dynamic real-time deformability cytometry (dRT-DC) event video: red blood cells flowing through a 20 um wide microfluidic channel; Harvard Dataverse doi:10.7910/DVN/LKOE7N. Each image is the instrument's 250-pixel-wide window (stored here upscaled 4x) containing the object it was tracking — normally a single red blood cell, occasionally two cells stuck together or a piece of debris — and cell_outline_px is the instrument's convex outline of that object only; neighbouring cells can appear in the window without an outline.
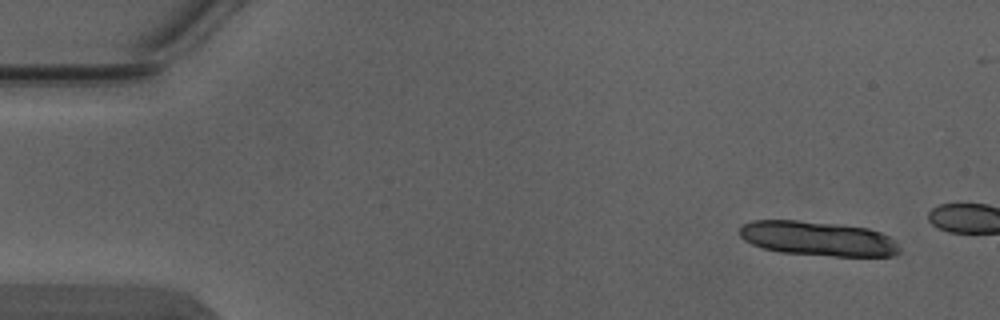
{"species": "Egyptian fruit bat (a non-hibernating species)", "species_latin": "Rousettus aegyptiacus", "temperature_condition": "warm", "stored_images_in_passage": 2, "segment_of_instrument_passage": [2, 2], "camera_frame_rate_fps": 3000, "um_per_image_px": 0.085, "animal": {"sex": "male"}, "frame": {"image": 1, "passage_image": 2, "time_ms": 0.333, "image_size_px": [1000, 320], "cell_outline_px": [[900, 252], [892, 256], [832, 256], [780, 252], [764, 248], [752, 244], [744, 240], [740, 236], [740, 228], [744, 224], [752, 220], [796, 220], [840, 224], [868, 228], [880, 232], [896, 240], [900, 248]], "centroid_in_image_um": [69.55, 20.28], "position_along_channel_um": 15.5, "area_um2": 32.31}}